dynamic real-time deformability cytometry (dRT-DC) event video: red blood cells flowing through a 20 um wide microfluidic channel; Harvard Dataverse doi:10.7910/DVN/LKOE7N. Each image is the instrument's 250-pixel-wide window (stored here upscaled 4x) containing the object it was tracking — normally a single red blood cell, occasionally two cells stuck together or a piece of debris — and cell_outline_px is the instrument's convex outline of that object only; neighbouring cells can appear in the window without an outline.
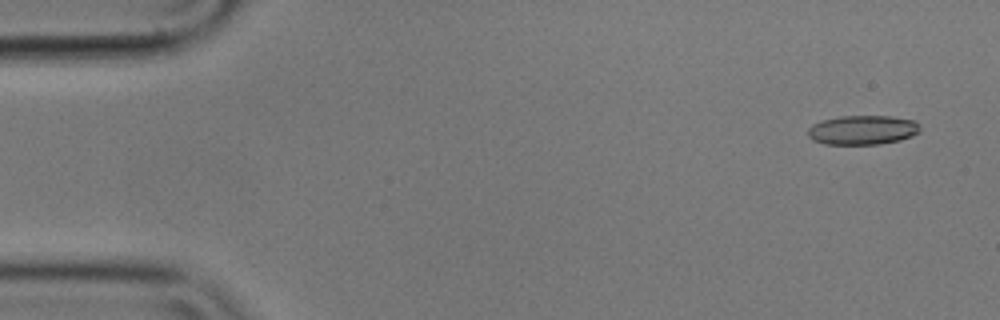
{"species": "common noctule bat (a hibernating species)", "species_latin": "Nyctalus noctula", "temperature_condition": "cold", "stored_images_in_passage": 4, "camera_frame_rate_fps": 3000, "um_per_image_px": 0.085, "animal": {"sex": "male", "body_mass_g": 17.9}, "frame": {"image": 1, "passage_image": 1, "time_ms": 0.0, "image_size_px": [1000, 320], "cell_outline_px": [[920, 132], [912, 136], [900, 140], [880, 144], [824, 144], [812, 140], [808, 136], [808, 128], [812, 124], [820, 120], [840, 116], [892, 116], [916, 120], [920, 124]], "centroid_in_image_um": [73.33, 11.04], "position_along_channel_um": 11.7, "area_um2": 19.48}}
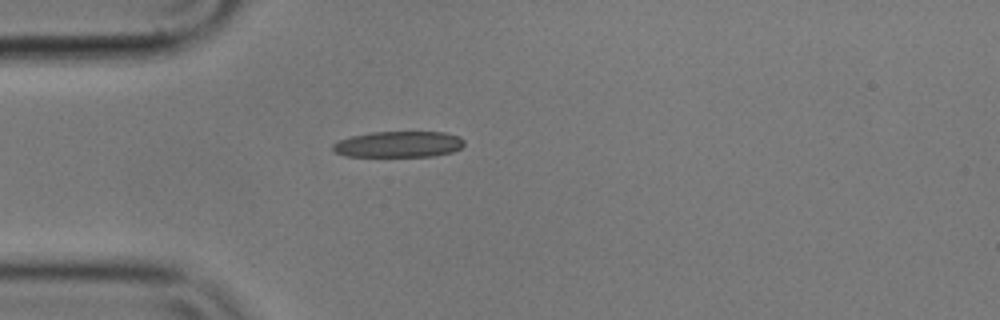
{"frame": {"image": 2, "passage_image": 4, "time_ms": 1.0, "image_size_px": [1000, 320], "cell_outline_px": [[464, 144], [460, 148], [452, 152], [432, 156], [344, 156], [336, 152], [332, 148], [332, 144], [340, 140], [352, 136], [372, 132], [444, 132], [460, 136], [464, 140]], "centroid_in_image_um": [33.9, 12.26], "position_along_channel_um": 51.1, "area_um2": 19.88}}